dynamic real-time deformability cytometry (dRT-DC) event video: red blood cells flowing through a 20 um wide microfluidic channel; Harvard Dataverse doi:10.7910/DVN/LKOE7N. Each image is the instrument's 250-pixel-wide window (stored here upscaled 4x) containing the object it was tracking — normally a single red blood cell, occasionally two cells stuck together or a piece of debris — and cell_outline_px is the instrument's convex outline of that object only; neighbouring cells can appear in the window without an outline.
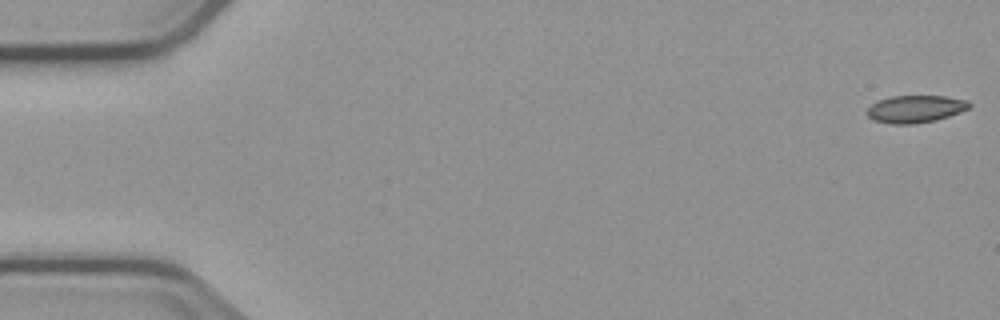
{"species": "common noctule bat (a hibernating species)", "species_latin": "Nyctalus noctula", "temperature_condition": "cold", "stored_images_in_passage": 3, "segment_of_instrument_passage": [2, 2], "camera_frame_rate_fps": 3000, "um_per_image_px": 0.085, "animal": {"sex": "male", "body_mass_g": 23.1, "forearm_length_mm": 52.7}, "frame": {"image": 1, "passage_image": 3, "time_ms": 2.333, "image_size_px": [1000, 320], "cell_outline_px": [[972, 104], [968, 108], [960, 112], [936, 120], [912, 124], [892, 124], [872, 120], [864, 112], [876, 100], [892, 96], [944, 96], [968, 100]], "centroid_in_image_um": [77.77, 9.26], "position_along_channel_um": 7.2, "area_um2": 16.42}}